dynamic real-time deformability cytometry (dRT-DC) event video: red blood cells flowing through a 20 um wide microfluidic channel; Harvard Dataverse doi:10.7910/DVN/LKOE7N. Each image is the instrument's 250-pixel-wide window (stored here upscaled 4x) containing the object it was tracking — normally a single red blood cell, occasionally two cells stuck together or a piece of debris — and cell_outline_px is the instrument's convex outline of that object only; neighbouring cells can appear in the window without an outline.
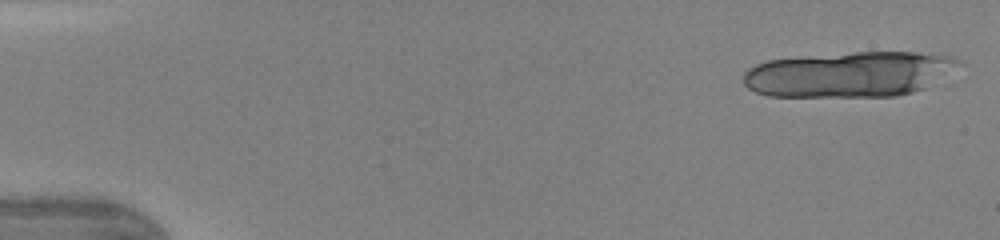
{"species": "human", "species_latin": "Homo sapiens", "temperature_condition": "warm", "stored_images_in_passage": 13, "camera_frame_rate_fps": 3000, "um_per_image_px": 0.085, "donor": {"sex": "female"}, "frame": {"image": 1, "passage_image": 1, "time_ms": 0.0, "image_size_px": [1000, 240], "cell_outline_px": [[964, 64], [924, 88], [912, 92], [896, 96], [768, 96], [756, 92], [748, 88], [744, 84], [744, 72], [748, 68], [756, 64], [768, 60], [856, 52], [916, 52], [952, 56], [960, 60]], "centroid_in_image_um": [72.21, 6.31], "position_along_channel_um": 12.8, "area_um2": 56.7}}